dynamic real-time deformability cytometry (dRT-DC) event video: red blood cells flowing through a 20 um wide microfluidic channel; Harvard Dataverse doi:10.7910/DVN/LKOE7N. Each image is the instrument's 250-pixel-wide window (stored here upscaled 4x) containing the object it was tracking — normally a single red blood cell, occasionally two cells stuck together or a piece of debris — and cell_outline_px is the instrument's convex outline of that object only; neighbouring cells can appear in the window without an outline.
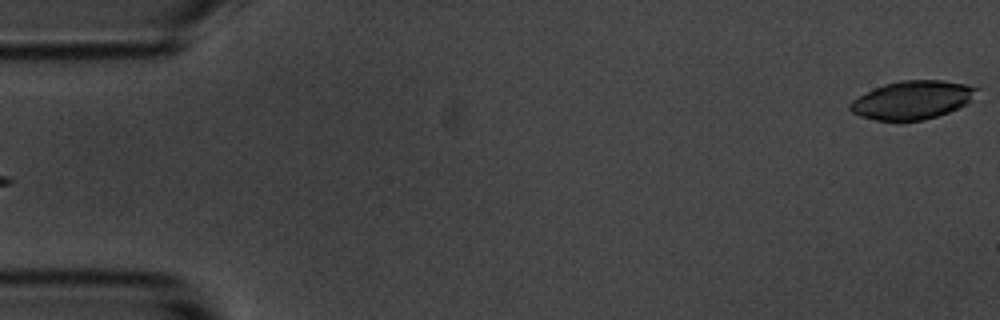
{"species": "common noctule bat (a hibernating species)", "species_latin": "Nyctalus noctula", "temperature_condition": "room temperature", "stored_images_in_passage": 16, "camera_frame_rate_fps": 3000, "um_per_image_px": 0.085, "animal": {"sex": "male", "body_mass_g": 20.1, "forearm_length_mm": 53.5}, "frame": {"image": 1, "passage_image": 1, "time_ms": 0.0, "image_size_px": [1000, 320], "cell_outline_px": [[980, 96], [948, 112], [924, 120], [876, 120], [860, 116], [852, 112], [848, 108], [848, 104], [852, 100], [884, 84], [900, 80], [944, 80], [968, 84], [980, 88]], "centroid_in_image_um": [77.61, 8.48], "position_along_channel_um": 7.4, "area_um2": 28.38}}